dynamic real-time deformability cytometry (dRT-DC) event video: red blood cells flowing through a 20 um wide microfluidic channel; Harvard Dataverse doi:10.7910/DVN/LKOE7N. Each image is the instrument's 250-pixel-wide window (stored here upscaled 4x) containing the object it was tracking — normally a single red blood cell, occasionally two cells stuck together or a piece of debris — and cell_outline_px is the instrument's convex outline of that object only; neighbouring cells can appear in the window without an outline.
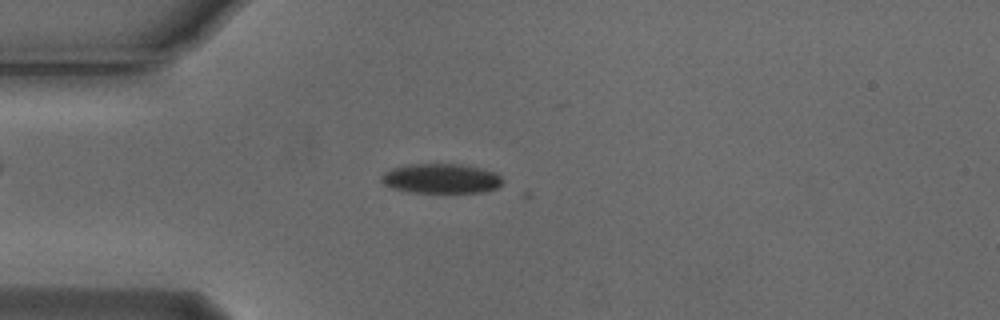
{"species": "Egyptian fruit bat (a non-hibernating species)", "species_latin": "Rousettus aegyptiacus", "temperature_condition": "cold", "stored_images_in_passage": 15, "camera_frame_rate_fps": 3000, "um_per_image_px": 0.085, "animal": {"sex": "male"}, "frame": {"image": 1, "passage_image": 14, "time_ms": 4.333, "image_size_px": [1000, 320], "cell_outline_px": [[504, 180], [496, 188], [484, 192], [408, 192], [392, 188], [384, 184], [380, 180], [380, 176], [384, 172], [392, 168], [404, 164], [460, 164], [480, 168], [496, 172]], "centroid_in_image_um": [37.46, 15.17], "position_along_channel_um": 47.5, "area_um2": 21.1}}